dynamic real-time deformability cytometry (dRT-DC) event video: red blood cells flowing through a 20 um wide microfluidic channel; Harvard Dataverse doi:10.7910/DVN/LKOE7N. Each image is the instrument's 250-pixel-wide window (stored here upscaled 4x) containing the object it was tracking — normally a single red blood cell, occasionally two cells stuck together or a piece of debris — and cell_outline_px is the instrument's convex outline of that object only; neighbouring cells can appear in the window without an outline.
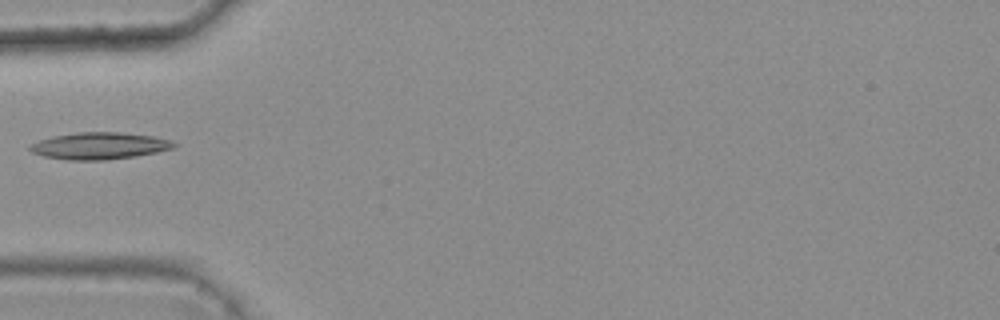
{"species": "common noctule bat (a hibernating species)", "species_latin": "Nyctalus noctula", "temperature_condition": "warm", "stored_images_in_passage": 5, "camera_frame_rate_fps": 3000, "um_per_image_px": 0.085, "animal": {"sex": "female", "body_mass_g": 25.1}, "frame": {"image": 1, "passage_image": 5, "time_ms": 1.333, "image_size_px": [1000, 320], "cell_outline_px": [[176, 144], [172, 148], [156, 152], [136, 156], [104, 160], [68, 160], [44, 156], [32, 152], [28, 148], [28, 144], [52, 136], [76, 132], [120, 132], [152, 136], [172, 140]], "centroid_in_image_um": [8.41, 12.39], "position_along_channel_um": 76.6, "area_um2": 22.54}}